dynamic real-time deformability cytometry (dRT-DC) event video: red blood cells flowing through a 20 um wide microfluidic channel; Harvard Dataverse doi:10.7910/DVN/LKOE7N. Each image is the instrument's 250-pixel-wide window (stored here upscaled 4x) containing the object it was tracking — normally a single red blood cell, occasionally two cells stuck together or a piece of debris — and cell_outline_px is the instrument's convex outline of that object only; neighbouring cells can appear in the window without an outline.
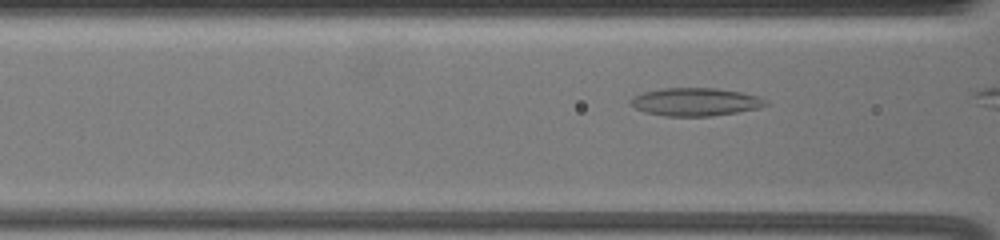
{"species": "common noctule bat (a hibernating species)", "species_latin": "Nyctalus noctula", "temperature_condition": "warm", "stored_images_in_passage": 11, "camera_frame_rate_fps": 3000, "um_per_image_px": 0.085, "animal": {"sex": "female", "body_mass_g": 19.5, "forearm_length_mm": 54.1}, "frame": {"image": 1, "passage_image": 8, "time_ms": 2.333, "image_size_px": [1000, 240], "cell_outline_px": [[768, 104], [756, 108], [736, 112], [712, 116], [664, 116], [644, 112], [628, 104], [628, 100], [632, 96], [644, 92], [664, 88], [716, 88], [740, 92], [756, 96], [764, 100]], "centroid_in_image_um": [59.01, 8.66], "position_along_channel_um": 107.6, "area_um2": 21.91}}